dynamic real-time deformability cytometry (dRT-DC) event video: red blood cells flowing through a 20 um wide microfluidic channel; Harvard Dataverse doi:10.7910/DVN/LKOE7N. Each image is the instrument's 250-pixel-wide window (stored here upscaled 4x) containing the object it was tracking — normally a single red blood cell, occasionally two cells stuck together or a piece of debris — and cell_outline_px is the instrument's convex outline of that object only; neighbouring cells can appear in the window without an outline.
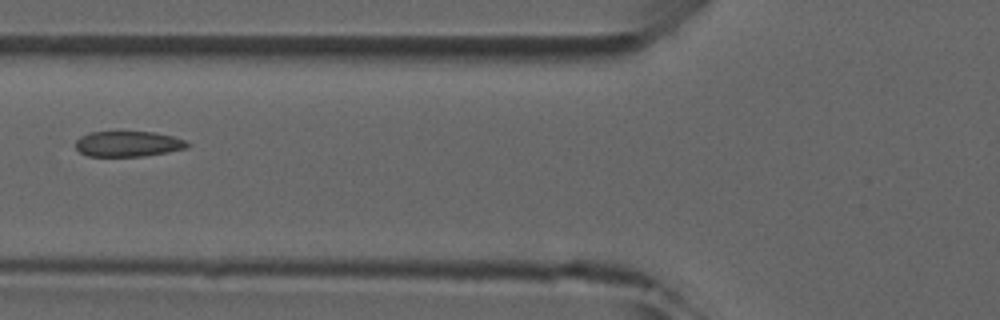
{"species": "common noctule bat (a hibernating species)", "species_latin": "Nyctalus noctula", "temperature_condition": "room temperature", "stored_images_in_passage": 6, "camera_frame_rate_fps": 3000, "um_per_image_px": 0.085, "animal": {"sex": "male", "forearm_length_mm": 52.5}, "frame": {"image": 1, "passage_image": 6, "time_ms": 6.333, "image_size_px": [1000, 320], "cell_outline_px": [[188, 148], [168, 152], [144, 156], [88, 156], [80, 152], [76, 148], [76, 140], [80, 136], [88, 132], [152, 132], [172, 136], [184, 140], [188, 144]], "centroid_in_image_um": [10.86, 12.23], "position_along_channel_um": 114.9, "area_um2": 16.53}}